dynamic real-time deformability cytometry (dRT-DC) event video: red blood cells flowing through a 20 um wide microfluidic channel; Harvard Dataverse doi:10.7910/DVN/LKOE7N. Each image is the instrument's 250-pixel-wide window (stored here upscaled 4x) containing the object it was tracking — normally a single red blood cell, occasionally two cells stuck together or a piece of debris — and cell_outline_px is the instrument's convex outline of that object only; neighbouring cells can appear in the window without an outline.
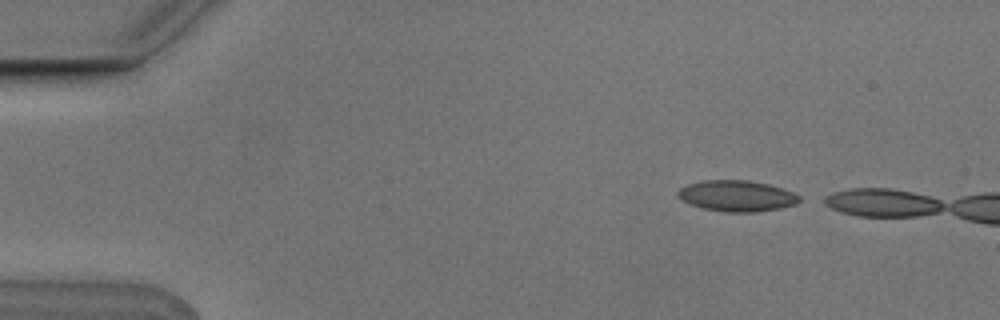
{"species": "Egyptian fruit bat (a non-hibernating species)", "species_latin": "Rousettus aegyptiacus", "temperature_condition": "cold", "stored_images_in_passage": 3, "camera_frame_rate_fps": 3000, "um_per_image_px": 0.085, "animal": {"sex": "male"}, "frame": {"image": 1, "passage_image": 1, "time_ms": 0.0, "image_size_px": [1000, 320], "cell_outline_px": [[800, 200], [796, 204], [780, 208], [756, 212], [728, 212], [704, 208], [692, 204], [676, 196], [676, 192], [680, 188], [688, 184], [704, 180], [748, 180], [768, 184], [792, 192], [800, 196]], "centroid_in_image_um": [62.63, 16.64], "position_along_channel_um": 22.4, "area_um2": 21.73}}